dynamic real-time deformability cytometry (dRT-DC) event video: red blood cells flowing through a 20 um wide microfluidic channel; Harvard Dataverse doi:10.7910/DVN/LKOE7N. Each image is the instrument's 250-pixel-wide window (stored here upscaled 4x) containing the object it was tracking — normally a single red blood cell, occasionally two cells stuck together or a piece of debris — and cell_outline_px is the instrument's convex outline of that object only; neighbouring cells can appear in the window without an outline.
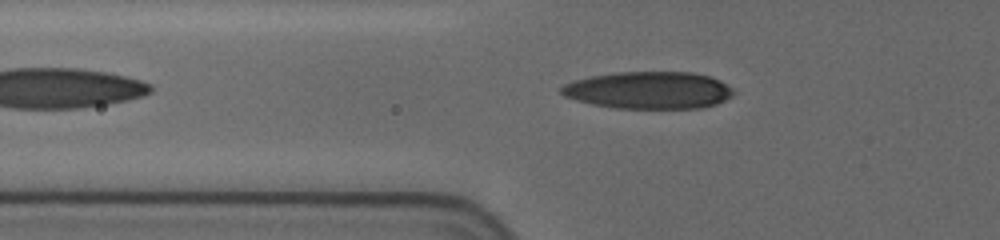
{"species": "human", "species_latin": "Homo sapiens", "temperature_condition": "cold", "stored_images_in_passage": 42, "camera_frame_rate_fps": 3000, "um_per_image_px": 0.085, "donor": {"sex": "female"}, "frame": {"image": 1, "passage_image": 7, "time_ms": 2.0, "image_size_px": [1000, 240], "cell_outline_px": [[736, 92], [732, 96], [716, 104], [704, 108], [616, 108], [592, 104], [564, 96], [560, 92], [560, 88], [564, 84], [576, 80], [592, 76], [616, 72], [692, 72], [708, 76], [720, 80], [732, 88]], "centroid_in_image_um": [55.17, 7.67], "position_along_channel_um": 70.6, "area_um2": 37.28}}
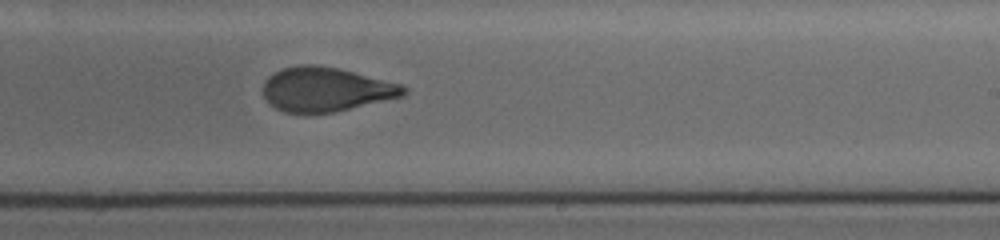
{"frame": {"image": 2, "passage_image": 23, "time_ms": 7.333, "image_size_px": [1000, 240], "cell_outline_px": [[408, 92], [400, 96], [336, 112], [284, 112], [268, 104], [264, 96], [264, 80], [268, 76], [284, 68], [300, 64], [316, 64], [336, 68], [400, 84], [408, 88]], "centroid_in_image_um": [27.65, 7.59], "position_along_channel_um": 261.3, "area_um2": 35.72}}
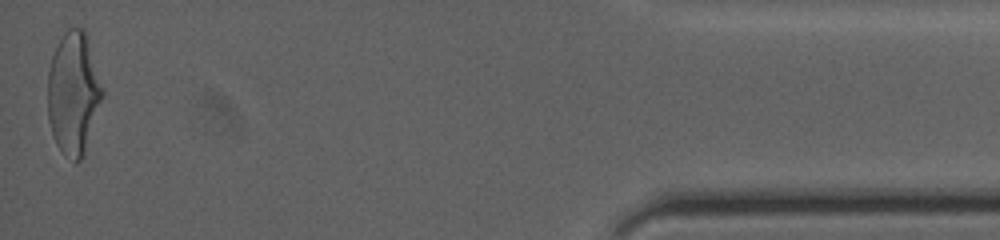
{"frame": {"image": 3, "passage_image": 42, "time_ms": 13.667, "image_size_px": [1000, 240], "cell_outline_px": [[104, 96], [80, 160], [76, 164], [56, 144], [52, 136], [48, 120], [48, 72], [52, 56], [64, 32], [68, 28], [84, 28], [104, 92]], "centroid_in_image_um": [6.23, 7.91], "position_along_channel_um": 429.0, "area_um2": 38.44}, "authors_computed_cell_mechanics": {"area_um2": 37.1654, "velocity_mm_per_s": 3.6791, "shape_relaxation_time_tau1_ms": 4.7022, "shape_relaxation_time_tau2_ms": 1.5231, "deformation_change_tau1": 0.1876, "deformation_change_tau2": 0.0724}}